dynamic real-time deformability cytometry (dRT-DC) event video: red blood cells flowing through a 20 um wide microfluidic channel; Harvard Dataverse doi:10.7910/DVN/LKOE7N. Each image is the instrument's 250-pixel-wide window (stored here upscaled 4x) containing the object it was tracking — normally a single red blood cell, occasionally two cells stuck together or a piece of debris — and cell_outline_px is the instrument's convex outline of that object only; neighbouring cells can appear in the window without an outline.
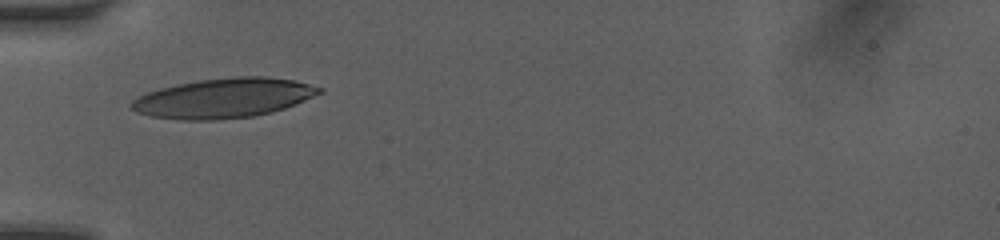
{"species": "human", "species_latin": "Homo sapiens", "temperature_condition": "room temperature", "stored_images_in_passage": 8, "camera_frame_rate_fps": 3000, "um_per_image_px": 0.085, "donor": {"sex": "female"}, "frame": {"image": 1, "passage_image": 1, "time_ms": 0.0, "image_size_px": [1000, 240], "cell_outline_px": [[324, 92], [296, 104], [272, 112], [252, 116], [212, 120], [184, 120], [152, 116], [136, 112], [128, 104], [132, 100], [148, 92], [160, 88], [176, 84], [200, 80], [236, 76], [268, 76], [292, 80], [324, 88]], "centroid_in_image_um": [19.03, 8.33], "position_along_channel_um": 66.0, "area_um2": 43.29}}
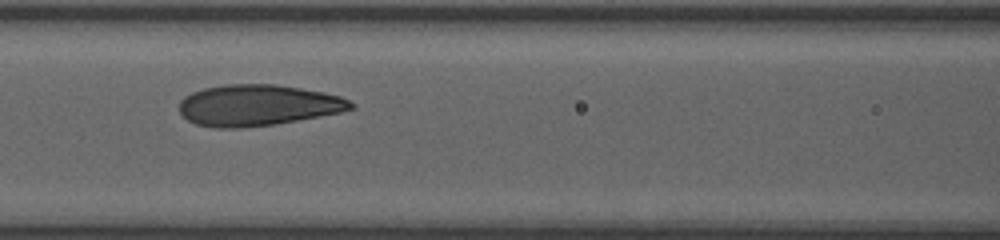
{"frame": {"image": 2, "passage_image": 5, "time_ms": 2.0, "image_size_px": [1000, 240], "cell_outline_px": [[356, 108], [340, 112], [296, 120], [272, 124], [236, 128], [216, 128], [196, 124], [188, 120], [180, 112], [180, 100], [184, 96], [192, 92], [204, 88], [224, 84], [276, 84], [324, 92], [340, 96], [356, 104]], "centroid_in_image_um": [21.91, 8.93], "position_along_channel_um": 144.7, "area_um2": 40.98}}
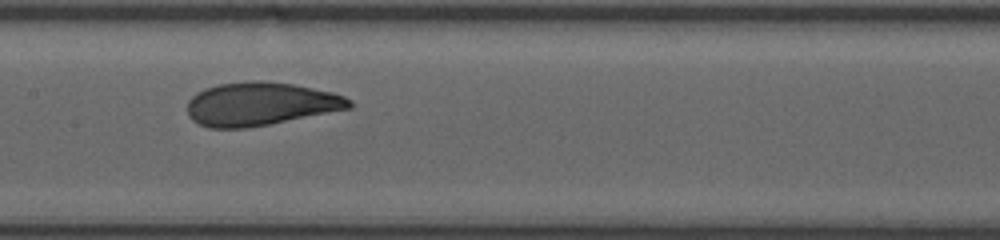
{"frame": {"image": 3, "passage_image": 6, "time_ms": 3.0, "image_size_px": [1000, 240], "cell_outline_px": [[352, 108], [248, 128], [208, 128], [192, 120], [188, 116], [188, 100], [196, 92], [204, 88], [216, 84], [248, 80], [260, 80], [292, 84], [332, 92], [344, 96], [352, 100]], "centroid_in_image_um": [22.11, 8.83], "position_along_channel_um": 185.3, "area_um2": 41.1}}